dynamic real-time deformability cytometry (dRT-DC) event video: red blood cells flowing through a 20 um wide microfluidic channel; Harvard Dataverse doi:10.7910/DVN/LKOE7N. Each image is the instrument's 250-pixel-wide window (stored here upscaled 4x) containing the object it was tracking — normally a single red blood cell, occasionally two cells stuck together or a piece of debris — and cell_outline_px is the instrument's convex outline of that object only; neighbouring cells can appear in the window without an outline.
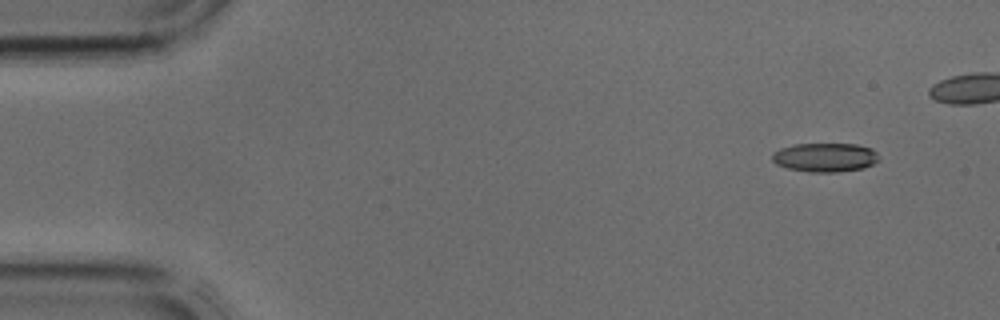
{"species": "common noctule bat (a hibernating species)", "species_latin": "Nyctalus noctula", "temperature_condition": "cold", "stored_images_in_passage": 4, "camera_frame_rate_fps": 3000, "um_per_image_px": 0.085, "animal": {"sex": "male", "body_mass_g": 17.9, "forearm_length_mm": 54.2}, "frame": {"image": 1, "passage_image": 1, "time_ms": 0.0, "image_size_px": [1000, 320], "cell_outline_px": [[880, 160], [864, 168], [836, 172], [808, 172], [788, 168], [776, 164], [772, 160], [772, 152], [780, 148], [792, 144], [856, 144], [872, 148], [876, 152]], "centroid_in_image_um": [70.12, 13.37], "position_along_channel_um": 14.9, "area_um2": 18.15}}